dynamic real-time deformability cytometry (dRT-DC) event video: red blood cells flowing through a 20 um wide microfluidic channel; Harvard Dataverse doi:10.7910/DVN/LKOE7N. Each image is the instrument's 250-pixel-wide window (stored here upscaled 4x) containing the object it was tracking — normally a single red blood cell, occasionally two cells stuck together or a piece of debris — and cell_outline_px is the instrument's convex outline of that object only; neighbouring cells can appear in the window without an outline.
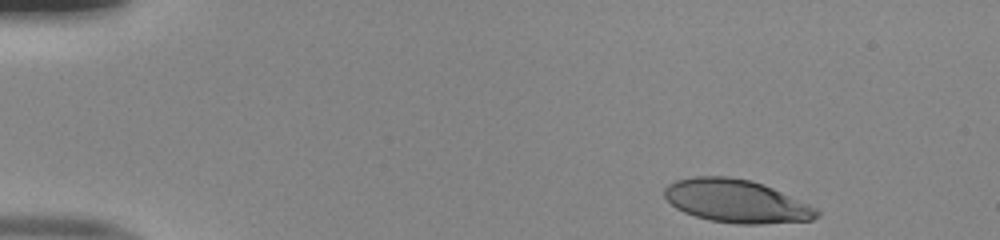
{"species": "human", "species_latin": "Homo sapiens", "temperature_condition": "room temperature", "stored_images_in_passage": 46, "camera_frame_rate_fps": 3000, "um_per_image_px": 0.085, "donor": {"sex": "male"}, "frame": {"image": 1, "passage_image": 1, "time_ms": 0.0, "image_size_px": [1000, 240], "cell_outline_px": [[820, 216], [812, 220], [760, 224], [736, 224], [712, 220], [696, 216], [684, 212], [676, 208], [664, 196], [664, 188], [668, 184], [676, 180], [696, 176], [728, 176], [752, 180], [772, 188], [808, 204], [816, 208], [820, 212]], "centroid_in_image_um": [62.58, 17.09], "position_along_channel_um": 22.4, "area_um2": 38.03}}
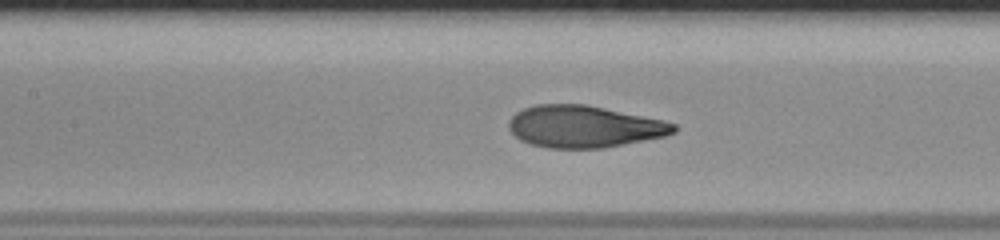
{"frame": {"image": 2, "passage_image": 19, "time_ms": 6.0, "image_size_px": [1000, 240], "cell_outline_px": [[676, 132], [664, 136], [604, 148], [548, 148], [532, 144], [520, 140], [508, 128], [508, 120], [516, 112], [524, 108], [536, 104], [584, 104], [664, 120], [676, 124]], "centroid_in_image_um": [49.63, 10.75], "position_along_channel_um": 157.8, "area_um2": 40.23}}
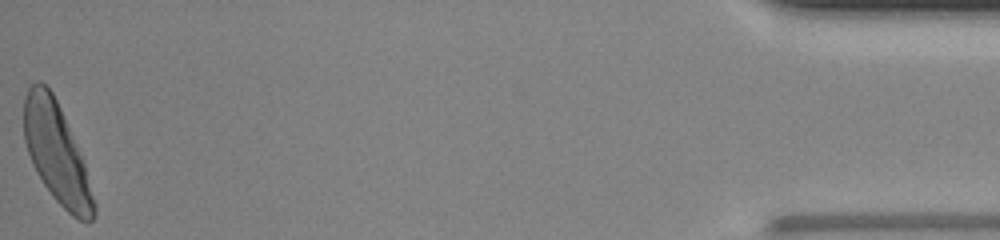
{"frame": {"image": 3, "passage_image": 46, "time_ms": 15.0, "image_size_px": [1000, 240], "cell_outline_px": [[96, 216], [92, 220], [80, 220], [72, 216], [52, 196], [36, 172], [32, 164], [24, 140], [24, 96], [28, 88], [36, 80], [40, 80], [52, 92], [60, 108], [84, 160], [96, 204]], "centroid_in_image_um": [4.81, 13.02], "position_along_channel_um": 430.4, "area_um2": 40.58}, "authors_computed_cell_mechanics": {"area_um2": 40.2288, "velocity_mm_per_s": 3.9978, "shape_relaxation_time_tau1_ms": 3.7141, "shape_relaxation_time_tau2_ms": null, "deformation_change_tau1": 0.2144, "deformation_change_tau2": null}}